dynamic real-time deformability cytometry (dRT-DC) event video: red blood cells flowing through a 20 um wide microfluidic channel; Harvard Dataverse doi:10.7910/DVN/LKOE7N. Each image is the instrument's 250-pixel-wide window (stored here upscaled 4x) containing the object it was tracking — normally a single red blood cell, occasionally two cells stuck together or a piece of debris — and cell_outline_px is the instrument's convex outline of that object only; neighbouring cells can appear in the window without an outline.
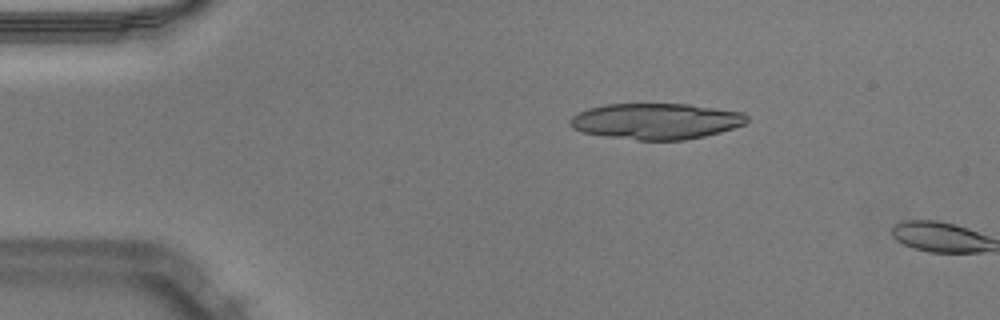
{"species": "Egyptian fruit bat (a non-hibernating species)", "species_latin": "Rousettus aegyptiacus", "temperature_condition": "warm", "stored_images_in_passage": 2, "camera_frame_rate_fps": 3000, "um_per_image_px": 0.085, "animal": {"sex": "male"}, "frame": {"image": 1, "passage_image": 1, "time_ms": 0.0, "image_size_px": [1000, 320], "cell_outline_px": [[748, 120], [744, 124], [720, 132], [704, 136], [684, 140], [636, 140], [604, 136], [580, 132], [572, 128], [568, 124], [568, 120], [572, 116], [588, 108], [604, 104], [688, 104], [744, 112], [748, 116]], "centroid_in_image_um": [55.73, 10.3], "position_along_channel_um": 29.3, "area_um2": 37.28}}